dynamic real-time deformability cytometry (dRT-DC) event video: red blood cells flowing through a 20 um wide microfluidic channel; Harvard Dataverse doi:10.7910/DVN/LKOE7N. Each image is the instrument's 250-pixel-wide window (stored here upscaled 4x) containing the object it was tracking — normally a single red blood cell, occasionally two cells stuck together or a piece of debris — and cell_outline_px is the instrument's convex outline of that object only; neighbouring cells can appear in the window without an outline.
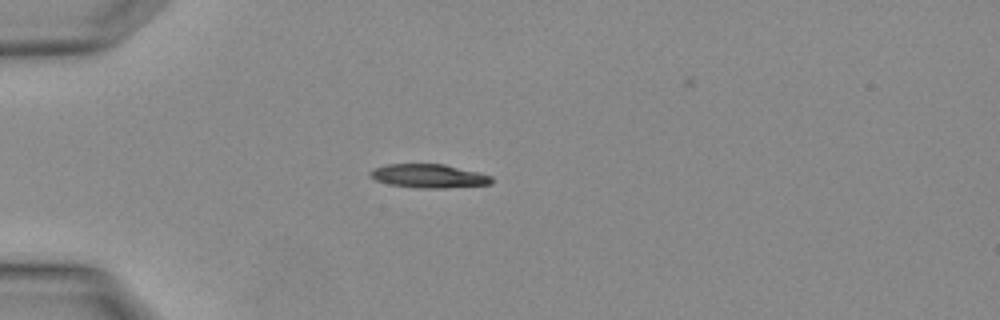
{"species": "Egyptian fruit bat (a non-hibernating species)", "species_latin": "Rousettus aegyptiacus", "temperature_condition": "warm", "stored_images_in_passage": 3, "camera_frame_rate_fps": 3000, "um_per_image_px": 0.085, "animal": {"sex": "female"}, "frame": {"image": 1, "passage_image": 3, "time_ms": 0.667, "image_size_px": [1000, 320], "cell_outline_px": [[492, 184], [444, 188], [416, 188], [388, 184], [376, 180], [368, 176], [368, 172], [376, 168], [388, 164], [444, 164], [492, 176]], "centroid_in_image_um": [36.42, 14.97], "position_along_channel_um": 48.6, "area_um2": 16.7}}